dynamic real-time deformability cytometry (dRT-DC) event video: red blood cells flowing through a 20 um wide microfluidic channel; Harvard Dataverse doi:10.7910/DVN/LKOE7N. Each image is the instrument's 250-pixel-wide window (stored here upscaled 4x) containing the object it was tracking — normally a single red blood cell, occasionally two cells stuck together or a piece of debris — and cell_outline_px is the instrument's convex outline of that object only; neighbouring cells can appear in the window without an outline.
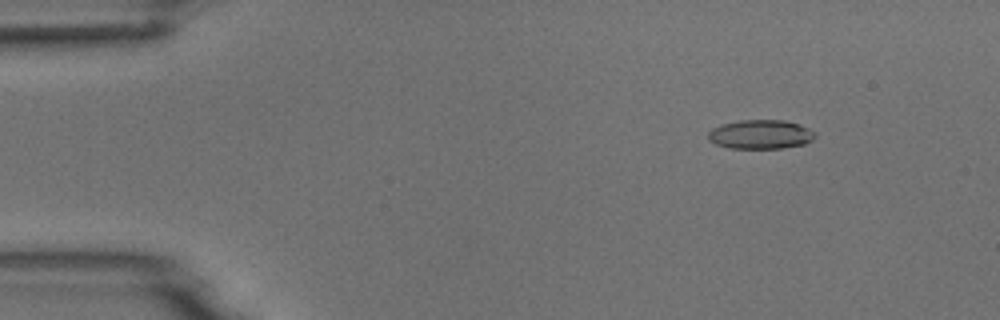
{"species": "common noctule bat (a hibernating species)", "species_latin": "Nyctalus noctula", "temperature_condition": "room temperature", "stored_images_in_passage": 4, "camera_frame_rate_fps": 3000, "um_per_image_px": 0.085, "animal": {"sex": "male", "body_mass_g": 18.8}, "frame": {"image": 1, "passage_image": 2, "time_ms": 1.333, "image_size_px": [1000, 320], "cell_outline_px": [[816, 136], [812, 140], [804, 144], [780, 148], [728, 148], [716, 144], [708, 140], [708, 132], [712, 128], [720, 124], [740, 120], [784, 120], [800, 124], [816, 132]], "centroid_in_image_um": [64.64, 11.41], "position_along_channel_um": 20.4, "area_um2": 18.26}}